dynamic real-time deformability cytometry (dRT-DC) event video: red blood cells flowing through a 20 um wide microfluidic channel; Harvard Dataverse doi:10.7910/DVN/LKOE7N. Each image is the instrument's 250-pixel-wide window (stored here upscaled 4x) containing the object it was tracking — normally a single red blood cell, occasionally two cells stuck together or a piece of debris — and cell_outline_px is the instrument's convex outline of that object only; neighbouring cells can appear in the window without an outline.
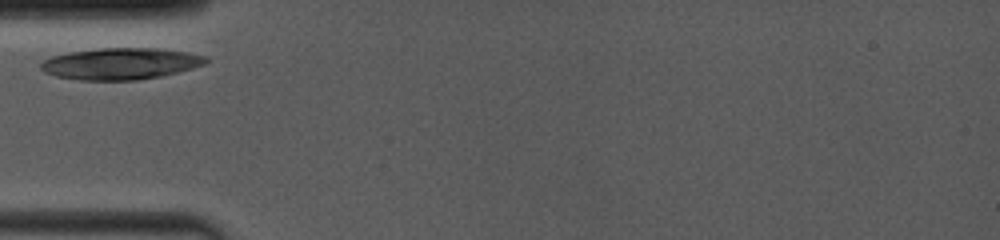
{"species": "common noctule bat (a hibernating species)", "species_latin": "Nyctalus noctula", "temperature_condition": "room temperature", "stored_images_in_passage": 36, "camera_frame_rate_fps": 4000, "um_per_image_px": 0.085, "animal": {"sex": "female", "body_mass_g": 19.0, "forearm_length_mm": 53.3}, "frame": {"image": 1, "passage_image": 1, "time_ms": 0.0, "image_size_px": [1000, 240], "cell_outline_px": [[208, 60], [204, 64], [192, 68], [160, 76], [136, 80], [80, 80], [56, 76], [44, 72], [40, 68], [40, 64], [44, 60], [52, 56], [68, 52], [100, 48], [156, 48], [188, 52], [208, 56]], "centroid_in_image_um": [10.24, 5.4], "position_along_channel_um": 74.8, "area_um2": 30.29}}
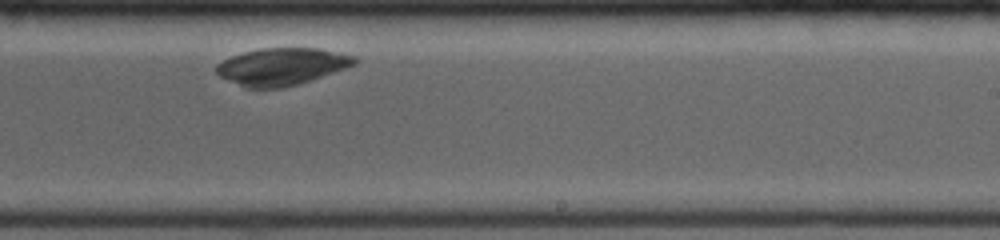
{"frame": {"image": 2, "passage_image": 21, "time_ms": 5.25, "image_size_px": [1000, 240], "cell_outline_px": [[360, 60], [356, 64], [296, 84], [280, 88], [248, 88], [220, 76], [216, 72], [216, 64], [232, 56], [244, 52], [260, 48], [320, 48], [356, 56]], "centroid_in_image_um": [23.96, 5.63], "position_along_channel_um": 265.0, "area_um2": 29.48}}
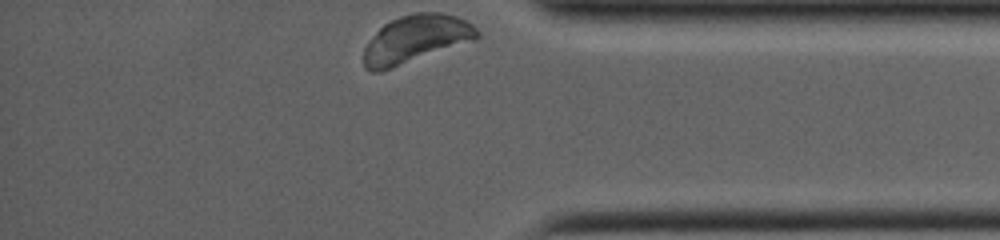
{"frame": {"image": 3, "passage_image": 36, "time_ms": 9.0, "image_size_px": [1000, 240], "cell_outline_px": [[480, 36], [472, 40], [392, 68], [380, 72], [372, 72], [364, 68], [364, 48], [368, 40], [384, 24], [400, 16], [416, 12], [440, 12], [456, 16], [472, 24], [480, 32]], "centroid_in_image_um": [35.3, 3.31], "position_along_channel_um": 399.9, "area_um2": 31.15}}